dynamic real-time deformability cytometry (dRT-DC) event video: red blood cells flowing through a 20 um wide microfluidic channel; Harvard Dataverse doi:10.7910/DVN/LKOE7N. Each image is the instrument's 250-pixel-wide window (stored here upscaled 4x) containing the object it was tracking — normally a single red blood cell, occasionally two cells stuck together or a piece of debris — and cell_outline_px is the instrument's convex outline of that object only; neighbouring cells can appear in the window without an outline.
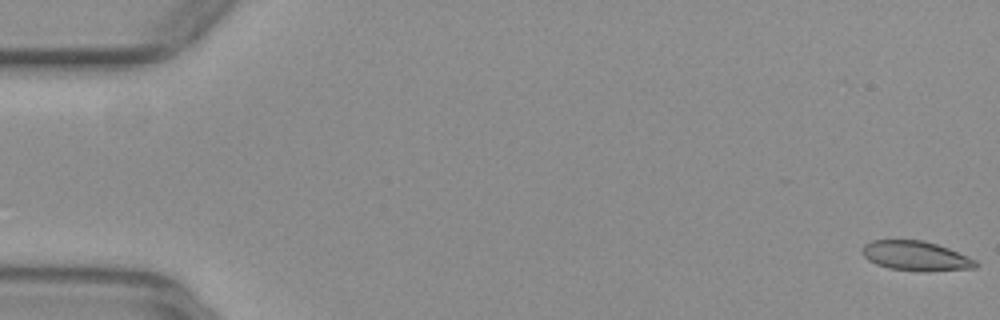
{"species": "common noctule bat (a hibernating species)", "species_latin": "Nyctalus noctula", "temperature_condition": "warm", "stored_images_in_passage": 18, "camera_frame_rate_fps": 3000, "um_per_image_px": 0.085, "animal": {"sex": "female", "body_mass_g": 29.2, "forearm_length_mm": 56.3}, "frame": {"image": 1, "passage_image": 1, "time_ms": 0.0, "image_size_px": [1000, 320], "cell_outline_px": [[980, 264], [976, 268], [924, 272], [888, 268], [876, 264], [868, 260], [860, 252], [860, 248], [864, 244], [872, 240], [924, 240], [948, 248], [968, 256], [976, 260]], "centroid_in_image_um": [77.84, 21.76], "position_along_channel_um": 7.2, "area_um2": 19.88}}
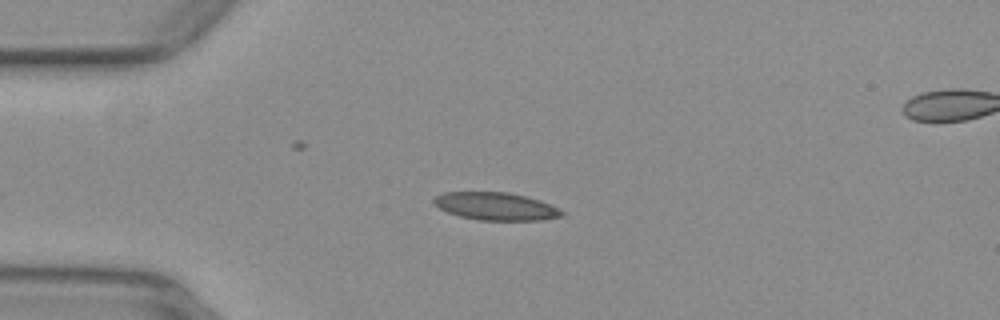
{"frame": {"image": 2, "passage_image": 14, "time_ms": 4.333, "image_size_px": [1000, 320], "cell_outline_px": [[564, 216], [540, 220], [480, 220], [460, 216], [448, 212], [440, 208], [432, 200], [432, 196], [444, 192], [508, 192], [540, 200], [564, 212]], "centroid_in_image_um": [42.11, 17.53], "position_along_channel_um": 42.9, "area_um2": 20.52}}